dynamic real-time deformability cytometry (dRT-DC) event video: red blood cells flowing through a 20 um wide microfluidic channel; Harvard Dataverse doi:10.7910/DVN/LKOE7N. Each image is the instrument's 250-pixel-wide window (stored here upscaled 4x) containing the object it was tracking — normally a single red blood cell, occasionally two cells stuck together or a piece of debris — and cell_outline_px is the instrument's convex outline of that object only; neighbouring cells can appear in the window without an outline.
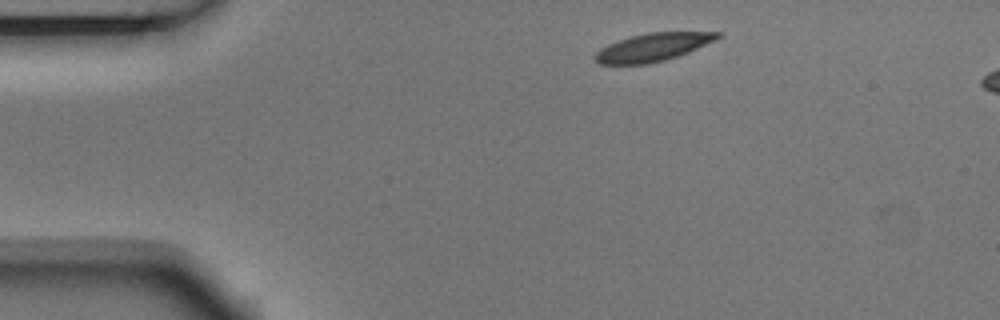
{"species": "Egyptian fruit bat (a non-hibernating species)", "species_latin": "Rousettus aegyptiacus", "temperature_condition": "room temperature", "stored_images_in_passage": 3, "camera_frame_rate_fps": 3000, "um_per_image_px": 0.085, "animal": {"sex": "male"}, "frame": {"image": 1, "passage_image": 1, "time_ms": 0.0, "image_size_px": [1000, 320], "cell_outline_px": [[724, 36], [716, 40], [688, 52], [664, 60], [648, 64], [600, 64], [592, 56], [600, 48], [608, 44], [632, 36], [648, 32], [724, 32]], "centroid_in_image_um": [55.52, 4.0], "position_along_channel_um": 29.5, "area_um2": 19.94}}